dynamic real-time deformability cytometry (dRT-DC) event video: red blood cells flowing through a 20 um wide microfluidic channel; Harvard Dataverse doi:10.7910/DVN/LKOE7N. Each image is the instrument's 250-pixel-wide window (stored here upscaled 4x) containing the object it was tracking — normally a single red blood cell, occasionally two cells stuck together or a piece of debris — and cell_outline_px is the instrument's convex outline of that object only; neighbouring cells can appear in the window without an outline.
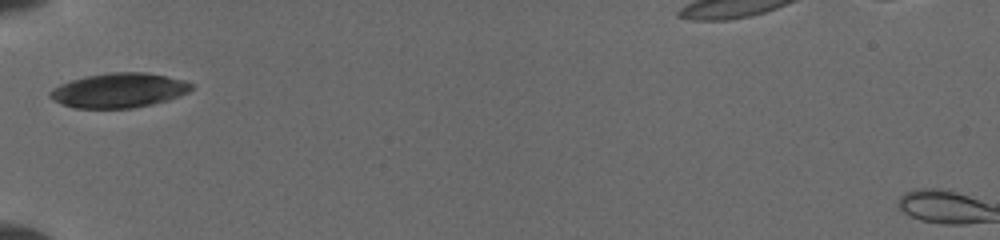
{"species": "common noctule bat (a hibernating species)", "species_latin": "Nyctalus noctula", "temperature_condition": "cold", "stored_images_in_passage": 9, "camera_frame_rate_fps": 3000, "um_per_image_px": 0.085, "animal": {"sex": "female", "body_mass_g": 19.5, "forearm_length_mm": 54.1}, "frame": {"image": 1, "passage_image": 1, "time_ms": 0.0, "image_size_px": [1000, 240], "cell_outline_px": [[192, 88], [188, 92], [180, 96], [168, 100], [152, 104], [132, 108], [76, 108], [64, 104], [48, 96], [48, 92], [52, 88], [60, 84], [72, 80], [88, 76], [112, 72], [148, 72], [184, 80], [192, 84]], "centroid_in_image_um": [10.13, 7.68], "position_along_channel_um": 74.9, "area_um2": 28.32}}
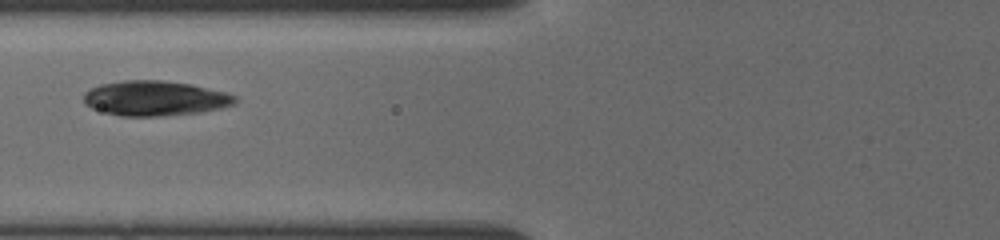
{"frame": {"image": 2, "passage_image": 5, "time_ms": 1.0, "image_size_px": [1000, 240], "cell_outline_px": [[236, 100], [232, 104], [220, 108], [200, 112], [160, 116], [120, 116], [104, 112], [92, 108], [84, 104], [84, 92], [100, 84], [124, 80], [164, 80], [188, 84], [224, 92], [236, 96]], "centroid_in_image_um": [13.12, 8.35], "position_along_channel_um": 112.7, "area_um2": 30.58}}
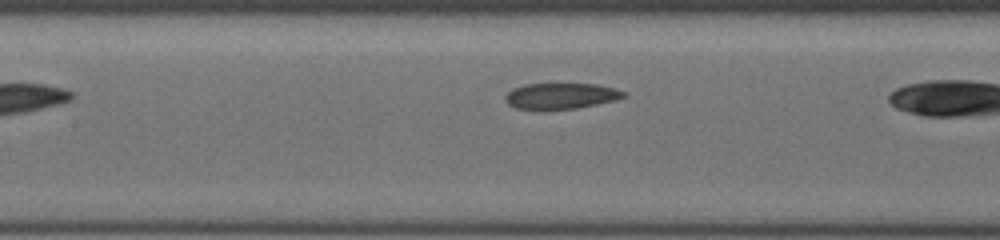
{"frame": {"image": 3, "passage_image": 7, "time_ms": 1.333, "image_size_px": [1000, 240], "cell_outline_px": [[624, 96], [612, 100], [596, 104], [576, 108], [516, 108], [508, 104], [504, 100], [504, 96], [512, 88], [524, 84], [596, 84], [612, 88], [624, 92]], "centroid_in_image_um": [47.59, 8.13], "position_along_channel_um": 159.8, "area_um2": 17.28}}